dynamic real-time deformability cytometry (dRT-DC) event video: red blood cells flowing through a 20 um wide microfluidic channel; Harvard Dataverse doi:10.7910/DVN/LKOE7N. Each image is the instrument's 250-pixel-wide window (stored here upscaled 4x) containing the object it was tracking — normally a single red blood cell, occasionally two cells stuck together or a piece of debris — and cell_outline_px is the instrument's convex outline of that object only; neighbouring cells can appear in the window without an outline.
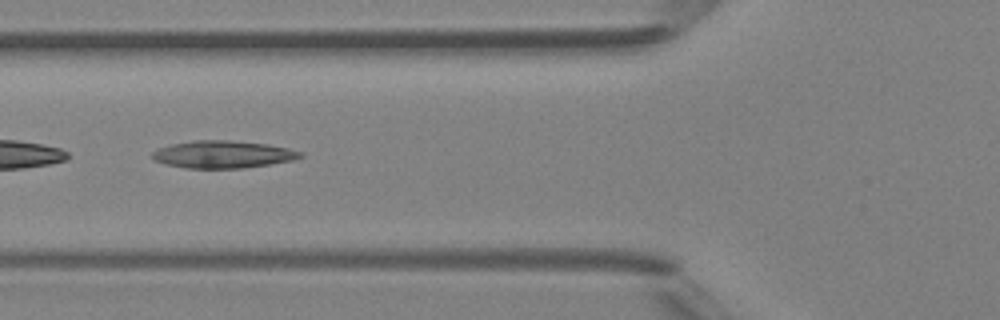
{"species": "Egyptian fruit bat (a non-hibernating species)", "species_latin": "Rousettus aegyptiacus", "temperature_condition": "room temperature", "stored_images_in_passage": 6, "camera_frame_rate_fps": 3000, "um_per_image_px": 0.085, "animal": {"sex": "female"}, "frame": {"image": 1, "passage_image": 5, "time_ms": 5.667, "image_size_px": [1000, 320], "cell_outline_px": [[304, 156], [292, 160], [244, 168], [184, 168], [168, 164], [156, 160], [152, 156], [152, 152], [160, 148], [172, 144], [192, 140], [232, 140], [268, 144], [288, 148], [304, 152]], "centroid_in_image_um": [18.99, 13.11], "position_along_channel_um": 106.8, "area_um2": 23.52}}
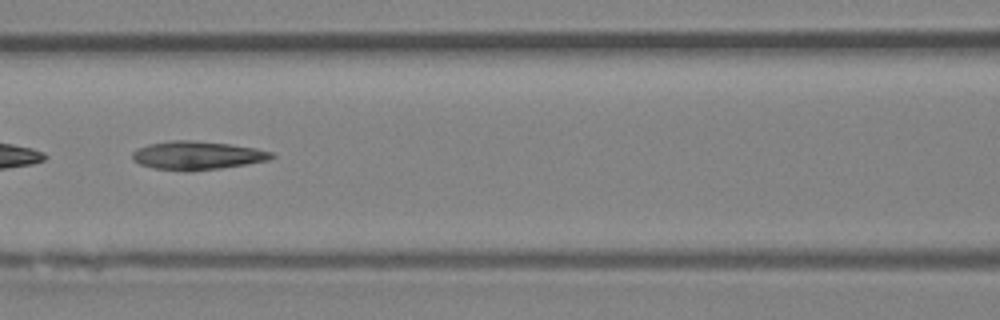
{"frame": {"image": 2, "passage_image": 6, "time_ms": 6.667, "image_size_px": [1000, 320], "cell_outline_px": [[276, 156], [268, 160], [220, 168], [188, 172], [152, 168], [140, 164], [132, 160], [132, 152], [136, 148], [148, 144], [168, 140], [192, 140], [228, 144], [256, 148], [272, 152]], "centroid_in_image_um": [16.7, 13.21], "position_along_channel_um": 149.9, "area_um2": 23.24}}